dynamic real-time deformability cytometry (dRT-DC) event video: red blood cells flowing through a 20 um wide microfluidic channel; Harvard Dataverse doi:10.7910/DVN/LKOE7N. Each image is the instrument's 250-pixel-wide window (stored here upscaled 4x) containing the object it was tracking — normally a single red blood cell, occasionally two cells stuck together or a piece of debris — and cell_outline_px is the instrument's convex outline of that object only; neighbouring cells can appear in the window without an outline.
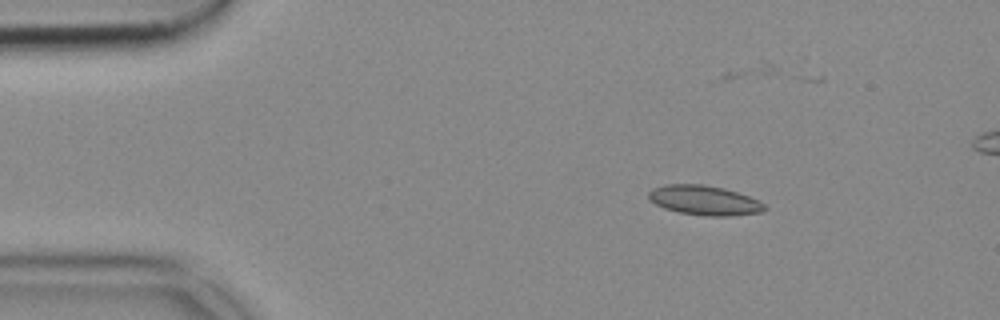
{"species": "common noctule bat (a hibernating species)", "species_latin": "Nyctalus noctula", "temperature_condition": "cold", "stored_images_in_passage": 31, "camera_frame_rate_fps": 3000, "um_per_image_px": 0.085, "animal": {"sex": "female", "body_mass_g": 18.4}, "frame": {"image": 1, "passage_image": 1, "time_ms": 0.0, "image_size_px": [1000, 320], "cell_outline_px": [[768, 208], [760, 212], [732, 216], [704, 216], [680, 212], [664, 208], [648, 200], [648, 192], [652, 188], [668, 184], [704, 184], [724, 188], [748, 196], [764, 204]], "centroid_in_image_um": [59.84, 17.02], "position_along_channel_um": 25.2, "area_um2": 20.0}}
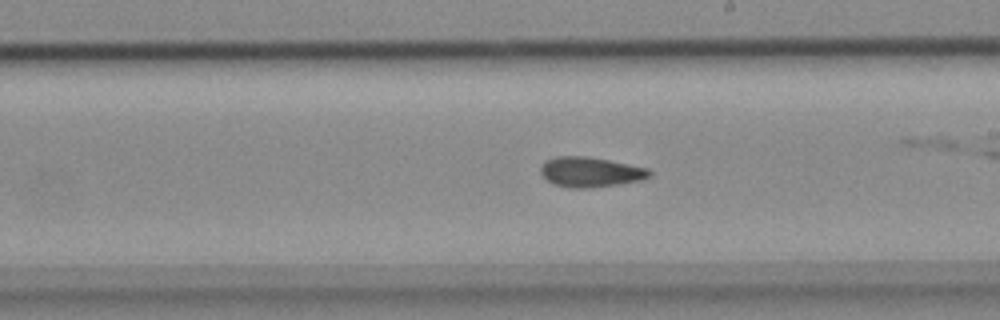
{"frame": {"image": 2, "passage_image": 23, "time_ms": 7.333, "image_size_px": [1000, 320], "cell_outline_px": [[652, 172], [648, 176], [640, 180], [616, 184], [588, 188], [568, 188], [552, 184], [540, 172], [540, 168], [548, 160], [556, 156], [588, 156], [648, 168]], "centroid_in_image_um": [50.16, 14.62], "position_along_channel_um": 238.8, "area_um2": 18.79}}
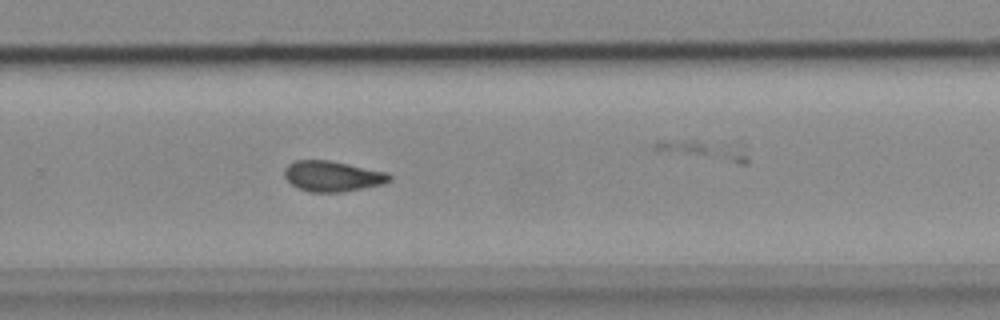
{"frame": {"image": 3, "passage_image": 28, "time_ms": 9.0, "image_size_px": [1000, 320], "cell_outline_px": [[392, 180], [384, 184], [340, 192], [308, 192], [296, 188], [284, 176], [284, 168], [288, 164], [296, 160], [328, 160], [388, 172], [392, 176]], "centroid_in_image_um": [28.26, 14.98], "position_along_channel_um": 301.5, "area_um2": 18.79}}